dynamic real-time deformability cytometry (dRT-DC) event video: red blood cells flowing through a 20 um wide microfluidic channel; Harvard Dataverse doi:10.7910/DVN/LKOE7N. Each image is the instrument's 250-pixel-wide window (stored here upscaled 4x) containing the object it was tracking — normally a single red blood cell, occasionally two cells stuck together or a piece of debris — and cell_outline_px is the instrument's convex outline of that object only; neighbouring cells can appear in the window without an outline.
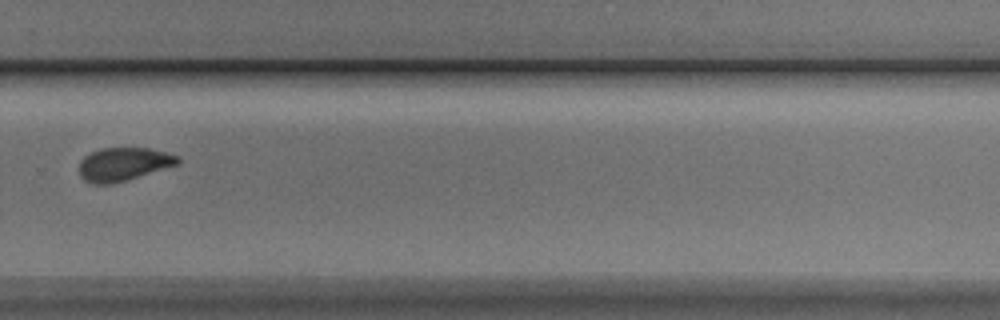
{"species": "Egyptian fruit bat (a non-hibernating species)", "species_latin": "Rousettus aegyptiacus", "temperature_condition": "cold", "stored_images_in_passage": 10, "camera_frame_rate_fps": 3000, "um_per_image_px": 0.085, "animal": {"sex": "male"}, "frame": {"image": 1, "passage_image": 10, "time_ms": 11.333, "image_size_px": [1000, 320], "cell_outline_px": [[180, 164], [112, 184], [92, 184], [84, 180], [80, 176], [80, 160], [84, 156], [100, 148], [148, 148], [180, 156]], "centroid_in_image_um": [10.5, 13.95], "position_along_channel_um": 319.3, "area_um2": 19.13}}